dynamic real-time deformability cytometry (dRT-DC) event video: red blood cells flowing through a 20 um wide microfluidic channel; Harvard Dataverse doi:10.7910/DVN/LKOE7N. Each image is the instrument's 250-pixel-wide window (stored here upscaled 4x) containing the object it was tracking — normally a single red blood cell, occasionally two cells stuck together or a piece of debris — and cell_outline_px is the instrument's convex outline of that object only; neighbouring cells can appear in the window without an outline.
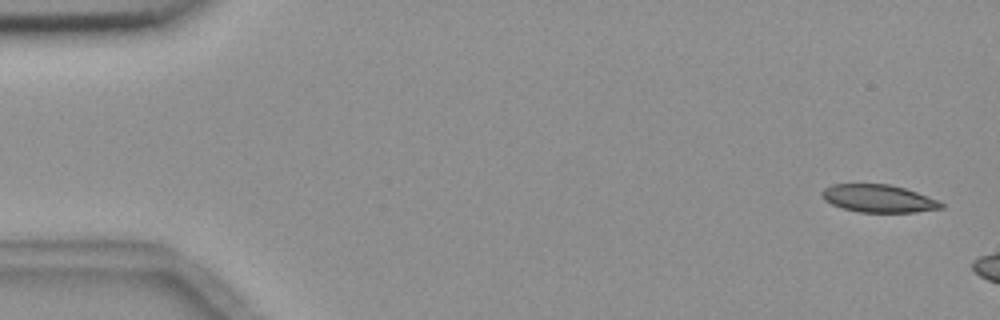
{"species": "common noctule bat (a hibernating species)", "species_latin": "Nyctalus noctula", "temperature_condition": "room temperature", "stored_images_in_passage": 4, "camera_frame_rate_fps": 3000, "um_per_image_px": 0.085, "animal": {"sex": "female", "body_mass_g": 18.4}, "frame": {"image": 1, "passage_image": 1, "time_ms": 0.0, "image_size_px": [1000, 320], "cell_outline_px": [[944, 208], [916, 212], [860, 212], [844, 208], [832, 204], [824, 200], [820, 192], [824, 188], [832, 184], [888, 184], [904, 188], [940, 200], [944, 204]], "centroid_in_image_um": [74.69, 16.87], "position_along_channel_um": 10.3, "area_um2": 19.25}}